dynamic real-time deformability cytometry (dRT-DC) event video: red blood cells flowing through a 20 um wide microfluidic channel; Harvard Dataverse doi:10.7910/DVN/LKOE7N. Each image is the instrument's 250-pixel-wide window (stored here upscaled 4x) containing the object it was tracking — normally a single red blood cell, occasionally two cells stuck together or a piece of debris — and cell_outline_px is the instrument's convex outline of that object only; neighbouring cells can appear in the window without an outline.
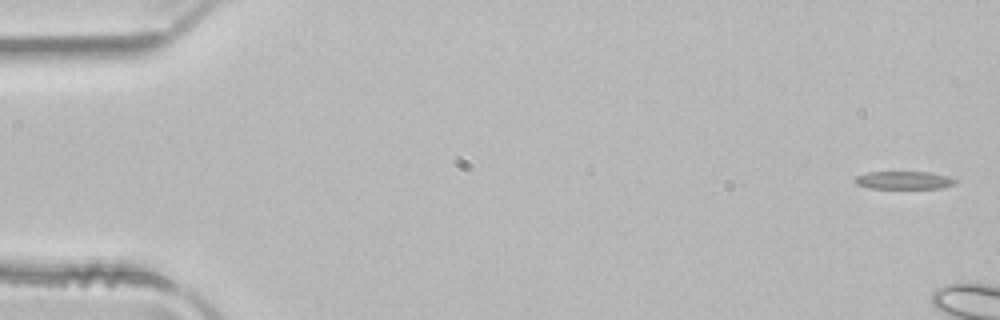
{"species": "common noctule bat (a hibernating species)", "species_latin": "Nyctalus noctula", "temperature_condition": "room temperature", "stored_images_in_passage": 4, "camera_frame_rate_fps": 3000, "um_per_image_px": 0.085, "animal": {"sex": "male", "body_mass_g": 21.5, "forearm_length_mm": 52.0}, "frame": {"image": 1, "passage_image": 1, "time_ms": 0.0, "image_size_px": [1000, 320], "cell_outline_px": [[956, 184], [940, 188], [868, 188], [856, 184], [852, 180], [856, 176], [868, 172], [928, 172], [948, 176], [956, 180]], "centroid_in_image_um": [76.79, 15.32], "position_along_channel_um": 8.2, "area_um2": 10.46}}